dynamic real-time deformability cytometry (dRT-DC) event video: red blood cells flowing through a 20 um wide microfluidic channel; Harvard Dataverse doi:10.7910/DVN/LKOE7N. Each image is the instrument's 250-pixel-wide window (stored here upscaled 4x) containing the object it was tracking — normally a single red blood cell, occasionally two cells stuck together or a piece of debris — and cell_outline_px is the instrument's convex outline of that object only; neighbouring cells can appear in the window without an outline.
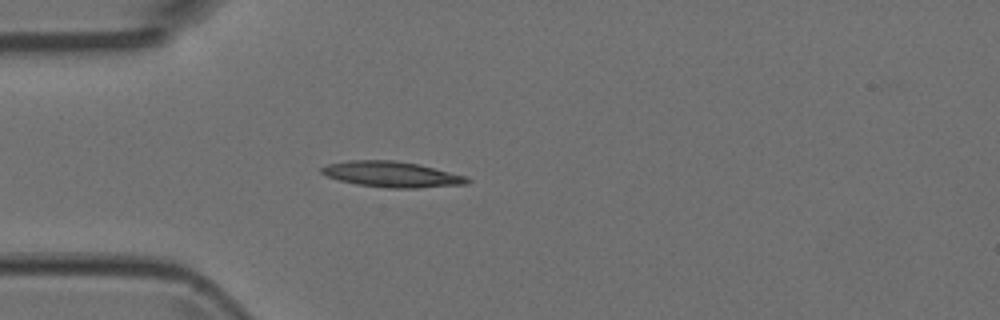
{"species": "Egyptian fruit bat (a non-hibernating species)", "species_latin": "Rousettus aegyptiacus", "temperature_condition": "room temperature", "stored_images_in_passage": 1, "camera_frame_rate_fps": 3000, "um_per_image_px": 0.085, "animal": {"sex": "female"}, "frame": {"image": 1, "passage_image": 1, "time_ms": 0.0, "image_size_px": [1000, 320], "cell_outline_px": [[472, 180], [468, 184], [416, 188], [388, 188], [356, 184], [324, 176], [320, 172], [320, 168], [328, 164], [348, 160], [396, 160], [420, 164], [468, 176]], "centroid_in_image_um": [33.33, 14.81], "position_along_channel_um": 51.7, "area_um2": 22.14}}